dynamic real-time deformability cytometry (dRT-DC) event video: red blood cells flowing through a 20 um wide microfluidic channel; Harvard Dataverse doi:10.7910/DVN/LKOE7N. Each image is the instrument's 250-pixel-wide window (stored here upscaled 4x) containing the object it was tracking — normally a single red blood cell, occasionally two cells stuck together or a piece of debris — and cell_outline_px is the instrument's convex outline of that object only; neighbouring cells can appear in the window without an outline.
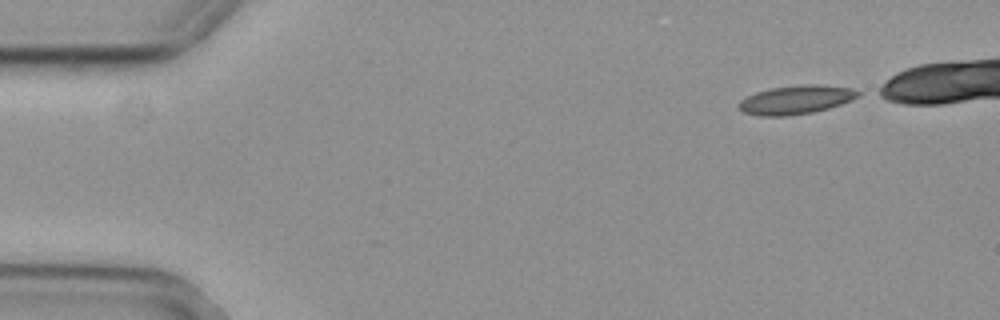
{"species": "common noctule bat (a hibernating species)", "species_latin": "Nyctalus noctula", "temperature_condition": "cold", "stored_images_in_passage": 44, "camera_frame_rate_fps": 3000, "um_per_image_px": 0.085, "animal": {"sex": "female", "body_mass_g": 29.2, "forearm_length_mm": 56.3}, "frame": {"image": 1, "passage_image": 1, "time_ms": 0.0, "image_size_px": [1000, 320], "cell_outline_px": [[860, 96], [852, 100], [828, 108], [812, 112], [788, 116], [756, 116], [744, 112], [736, 104], [740, 100], [756, 92], [772, 88], [804, 84], [816, 84], [852, 88], [860, 92]], "centroid_in_image_um": [67.65, 8.48], "position_along_channel_um": 17.3, "area_um2": 19.94}}
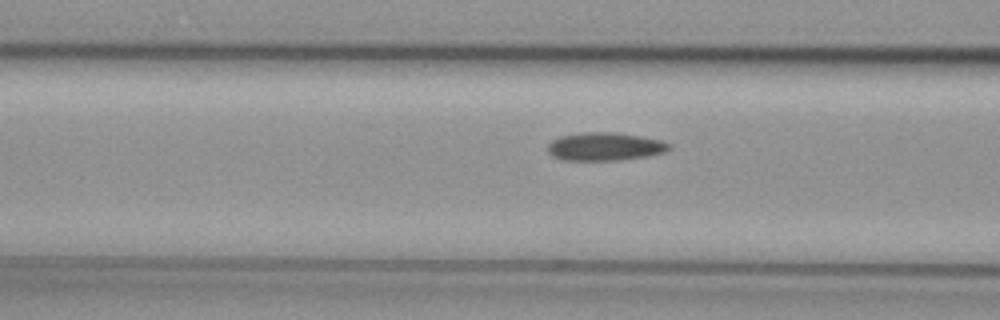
{"frame": {"image": 2, "passage_image": 17, "time_ms": 5.333, "image_size_px": [1000, 320], "cell_outline_px": [[672, 148], [664, 152], [648, 156], [620, 160], [560, 160], [552, 156], [548, 152], [548, 144], [552, 140], [560, 136], [588, 132], [612, 132], [640, 136], [660, 140], [672, 144]], "centroid_in_image_um": [51.42, 12.46], "position_along_channel_um": 115.2, "area_um2": 19.94}}
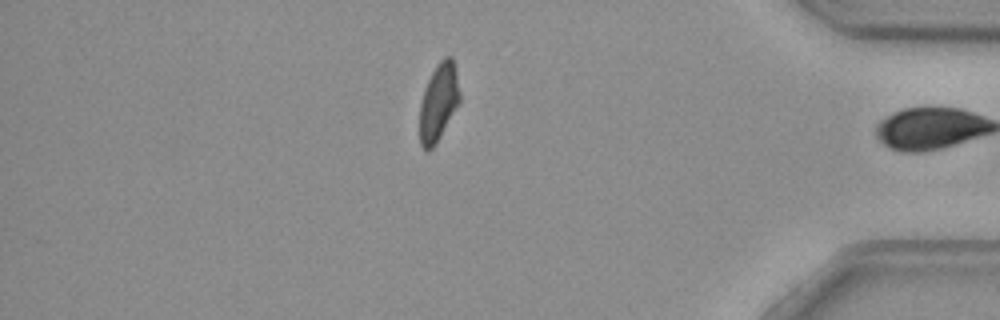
{"frame": {"image": 3, "passage_image": 43, "time_ms": 14.0, "image_size_px": [1000, 320], "cell_outline_px": [[460, 104], [432, 148], [428, 152], [420, 144], [420, 104], [424, 88], [436, 64], [444, 56], [452, 56], [456, 72], [460, 96]], "centroid_in_image_um": [37.28, 8.66], "position_along_channel_um": 397.9, "area_um2": 18.03}, "authors_computed_cell_mechanics": {"area_um2": 19.7387, "velocity_mm_per_s": 3.7025, "shape_relaxation_time_tau1_ms": null, "shape_relaxation_time_tau2_ms": 8.5506, "deformation_change_tau1": null, "deformation_change_tau2": 0.1341}}